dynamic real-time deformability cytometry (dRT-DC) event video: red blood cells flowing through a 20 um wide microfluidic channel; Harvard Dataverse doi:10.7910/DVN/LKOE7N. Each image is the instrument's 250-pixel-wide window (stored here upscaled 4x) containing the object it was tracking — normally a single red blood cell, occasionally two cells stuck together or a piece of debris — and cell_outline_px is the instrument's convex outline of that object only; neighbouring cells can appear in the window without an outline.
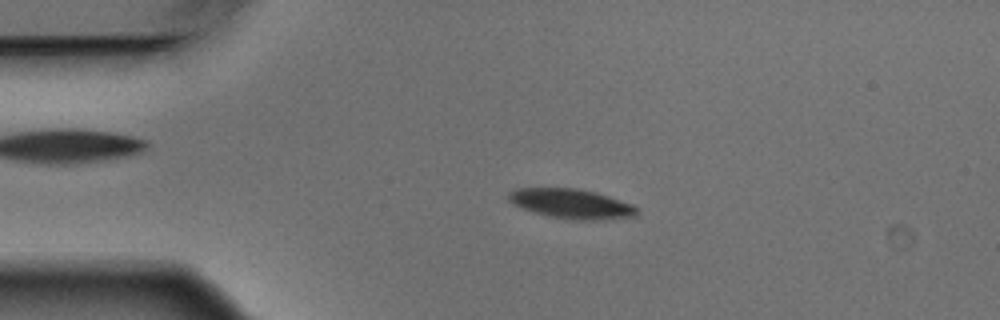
{"species": "Egyptian fruit bat (a non-hibernating species)", "species_latin": "Rousettus aegyptiacus", "temperature_condition": "warm", "stored_images_in_passage": 4, "camera_frame_rate_fps": 3000, "um_per_image_px": 0.085, "animal": {"sex": "male"}, "frame": {"image": 1, "passage_image": 3, "time_ms": 0.667, "image_size_px": [1000, 320], "cell_outline_px": [[636, 216], [604, 220], [576, 220], [552, 216], [536, 212], [524, 208], [508, 200], [508, 192], [516, 188], [576, 188], [596, 192], [632, 204], [636, 208]], "centroid_in_image_um": [48.59, 17.31], "position_along_channel_um": 36.4, "area_um2": 21.85}}
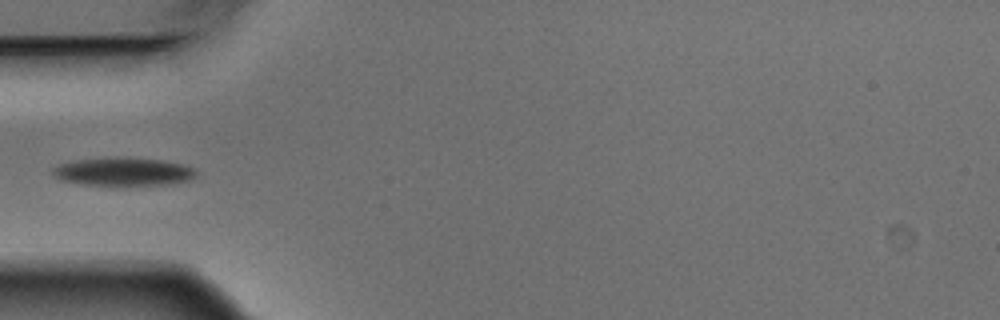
{"frame": {"image": 2, "passage_image": 4, "time_ms": 1.0, "image_size_px": [1000, 320], "cell_outline_px": [[196, 176], [188, 180], [168, 184], [124, 188], [84, 184], [60, 180], [52, 172], [52, 168], [60, 164], [76, 160], [164, 160], [184, 164], [196, 168]], "centroid_in_image_um": [10.54, 14.68], "position_along_channel_um": 74.5, "area_um2": 23.35}}